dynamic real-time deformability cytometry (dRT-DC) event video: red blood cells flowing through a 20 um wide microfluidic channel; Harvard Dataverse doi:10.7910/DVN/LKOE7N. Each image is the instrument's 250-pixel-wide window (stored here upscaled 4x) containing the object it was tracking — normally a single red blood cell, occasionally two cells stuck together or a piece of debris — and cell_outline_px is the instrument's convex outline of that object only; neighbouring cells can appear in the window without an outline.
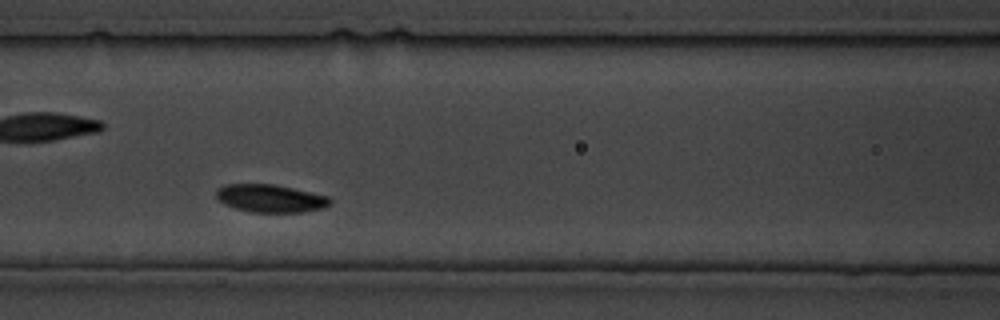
{"species": "common noctule bat (a hibernating species)", "species_latin": "Nyctalus noctula", "temperature_condition": "cold", "stored_images_in_passage": 98, "camera_frame_rate_fps": 3000, "um_per_image_px": 0.085, "animal": {"sex": "male", "body_mass_g": 19.5, "forearm_length_mm": 54.6}, "frame": {"image": 1, "passage_image": 23, "time_ms": 7.333, "image_size_px": [1000, 320], "cell_outline_px": [[332, 204], [324, 208], [300, 212], [252, 212], [236, 208], [224, 204], [216, 196], [216, 188], [224, 184], [276, 184], [328, 196], [332, 200]], "centroid_in_image_um": [23.0, 16.85], "position_along_channel_um": 143.6, "area_um2": 18.55}}
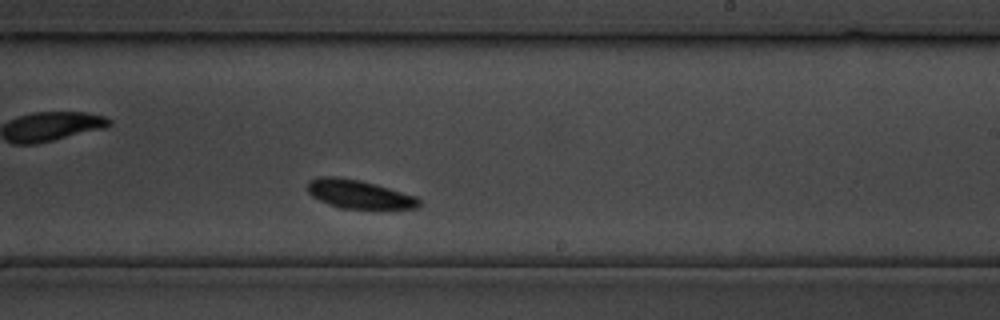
{"frame": {"image": 2, "passage_image": 46, "time_ms": 15.0, "image_size_px": [1000, 320], "cell_outline_px": [[420, 204], [416, 208], [340, 208], [328, 204], [312, 196], [308, 192], [308, 180], [320, 176], [336, 176], [360, 180], [376, 184], [416, 196], [420, 200]], "centroid_in_image_um": [30.48, 16.49], "position_along_channel_um": 258.5, "area_um2": 18.44}}
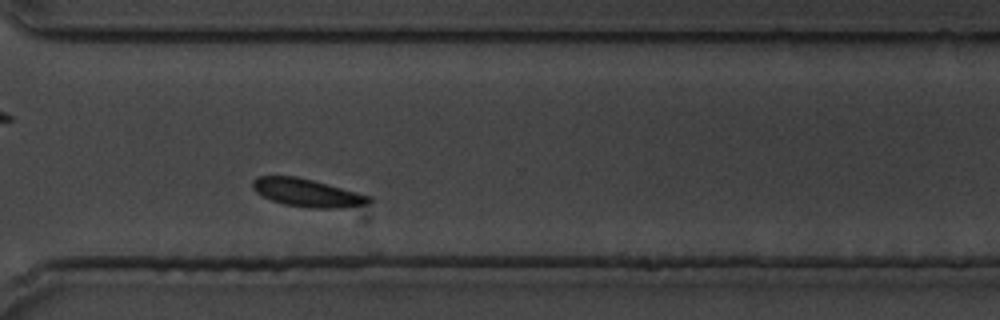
{"frame": {"image": 3, "passage_image": 63, "time_ms": 20.667, "image_size_px": [1000, 320], "cell_outline_px": [[372, 204], [344, 208], [312, 208], [284, 204], [272, 200], [256, 192], [252, 188], [252, 180], [256, 176], [296, 176], [312, 180], [372, 196]], "centroid_in_image_um": [26.15, 16.39], "position_along_channel_um": 344.5, "area_um2": 19.02}}